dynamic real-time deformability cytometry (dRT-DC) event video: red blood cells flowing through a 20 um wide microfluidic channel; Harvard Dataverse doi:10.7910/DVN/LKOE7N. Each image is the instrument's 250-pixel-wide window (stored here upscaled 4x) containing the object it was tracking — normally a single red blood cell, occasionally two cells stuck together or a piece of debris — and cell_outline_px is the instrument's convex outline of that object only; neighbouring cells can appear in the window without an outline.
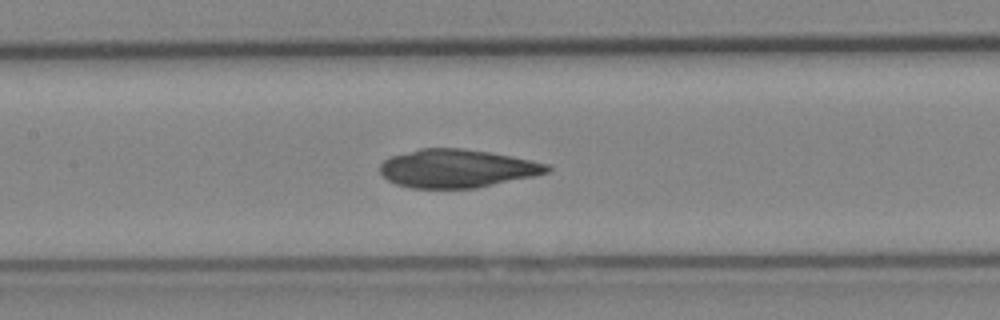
{"species": "Egyptian fruit bat (a non-hibernating species)", "species_latin": "Rousettus aegyptiacus", "temperature_condition": "cold", "stored_images_in_passage": 28, "camera_frame_rate_fps": 3000, "um_per_image_px": 0.085, "animal": {"sex": "female"}, "frame": {"image": 1, "passage_image": 9, "time_ms": 2.667, "image_size_px": [1000, 320], "cell_outline_px": [[552, 168], [548, 172], [532, 176], [476, 188], [412, 188], [396, 184], [388, 180], [380, 172], [380, 164], [384, 160], [392, 156], [420, 148], [464, 148], [488, 152], [548, 164]], "centroid_in_image_um": [38.8, 14.32], "position_along_channel_um": 168.6, "area_um2": 36.88}}
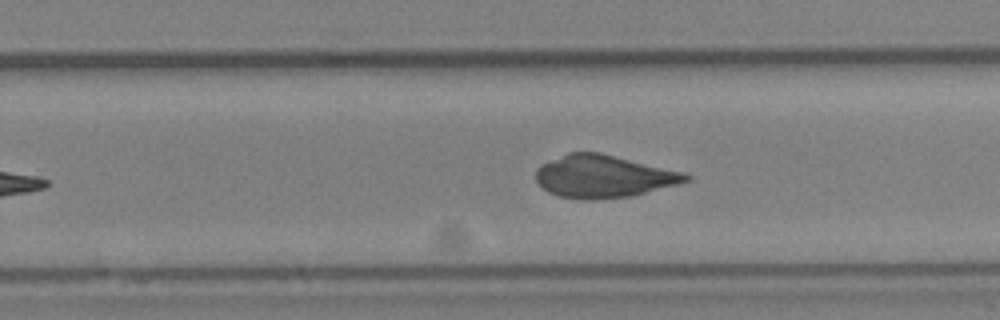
{"frame": {"image": 2, "passage_image": 17, "time_ms": 5.333, "image_size_px": [1000, 320], "cell_outline_px": [[692, 180], [632, 196], [596, 200], [580, 200], [560, 196], [548, 192], [536, 180], [536, 168], [540, 164], [568, 152], [600, 152], [680, 172], [692, 176]], "centroid_in_image_um": [51.25, 15.0], "position_along_channel_um": 278.5, "area_um2": 37.05}}
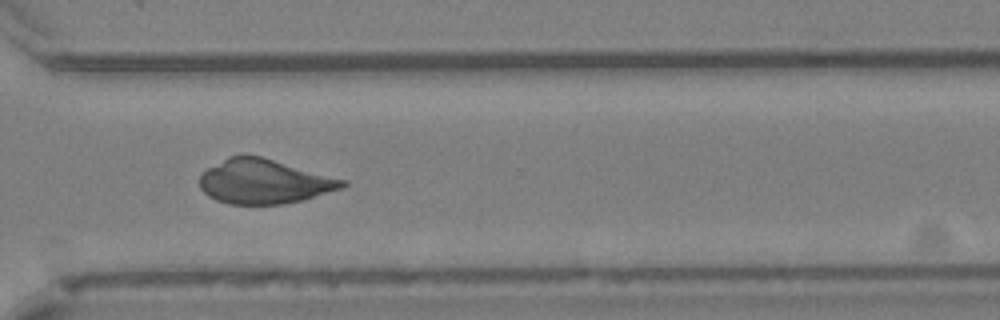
{"frame": {"image": 3, "passage_image": 22, "time_ms": 7.0, "image_size_px": [1000, 320], "cell_outline_px": [[348, 184], [344, 188], [304, 200], [284, 204], [228, 204], [216, 200], [208, 196], [200, 188], [200, 176], [208, 168], [228, 156], [260, 156], [348, 180]], "centroid_in_image_um": [22.5, 15.44], "position_along_channel_um": 348.1, "area_um2": 36.99}}